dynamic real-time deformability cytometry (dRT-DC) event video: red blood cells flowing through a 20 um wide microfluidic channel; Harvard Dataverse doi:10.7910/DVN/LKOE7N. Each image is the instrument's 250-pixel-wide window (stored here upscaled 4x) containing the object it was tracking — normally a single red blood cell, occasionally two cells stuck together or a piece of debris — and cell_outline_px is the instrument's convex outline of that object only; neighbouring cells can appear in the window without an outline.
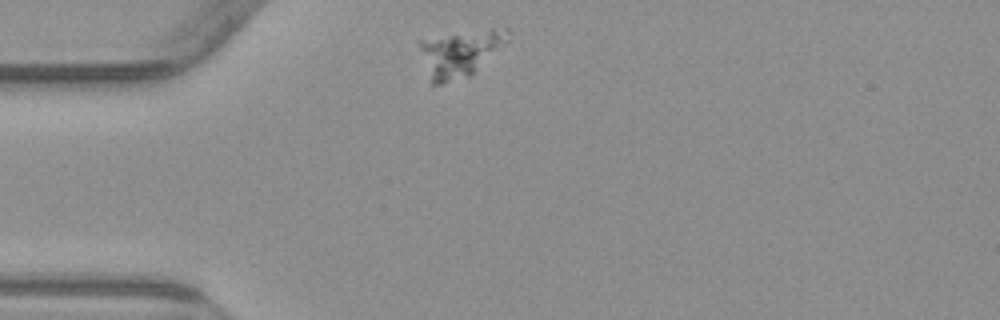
{"species": "common noctule bat (a hibernating species)", "species_latin": "Nyctalus noctula", "temperature_condition": "warm", "stored_images_in_passage": 4, "camera_frame_rate_fps": 3000, "um_per_image_px": 0.085, "animal": {"sex": "male", "body_mass_g": 23.1, "forearm_length_mm": 52.7}, "frame": {"image": 1, "passage_image": 1, "time_ms": 0.0, "image_size_px": [1000, 320], "cell_outline_px": [[508, 40], [504, 44], [468, 76], [444, 84], [428, 84], [416, 40], [492, 28], [504, 28], [508, 32]], "centroid_in_image_um": [38.98, 4.55], "position_along_channel_um": 46.0, "area_um2": 23.81}}
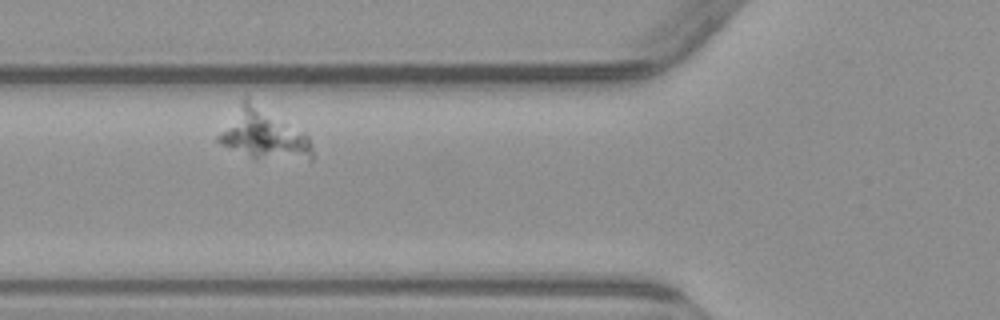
{"frame": {"image": 2, "passage_image": 3, "time_ms": 2.333, "image_size_px": [1000, 320], "cell_outline_px": [[312, 160], [252, 160], [216, 140], [216, 136], [244, 96], [248, 96], [304, 132], [308, 136], [312, 144]], "centroid_in_image_um": [22.41, 11.43], "position_along_channel_um": 103.4, "area_um2": 28.09}}
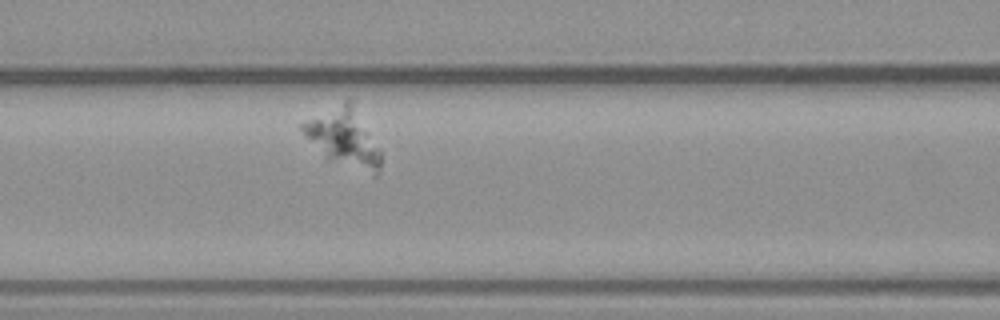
{"frame": {"image": 3, "passage_image": 4, "time_ms": 3.333, "image_size_px": [1000, 320], "cell_outline_px": [[380, 172], [376, 176], [372, 176], [328, 160], [324, 156], [300, 128], [300, 124], [344, 100], [352, 100], [380, 152]], "centroid_in_image_um": [29.26, 11.75], "position_along_channel_um": 137.3, "area_um2": 25.84}}